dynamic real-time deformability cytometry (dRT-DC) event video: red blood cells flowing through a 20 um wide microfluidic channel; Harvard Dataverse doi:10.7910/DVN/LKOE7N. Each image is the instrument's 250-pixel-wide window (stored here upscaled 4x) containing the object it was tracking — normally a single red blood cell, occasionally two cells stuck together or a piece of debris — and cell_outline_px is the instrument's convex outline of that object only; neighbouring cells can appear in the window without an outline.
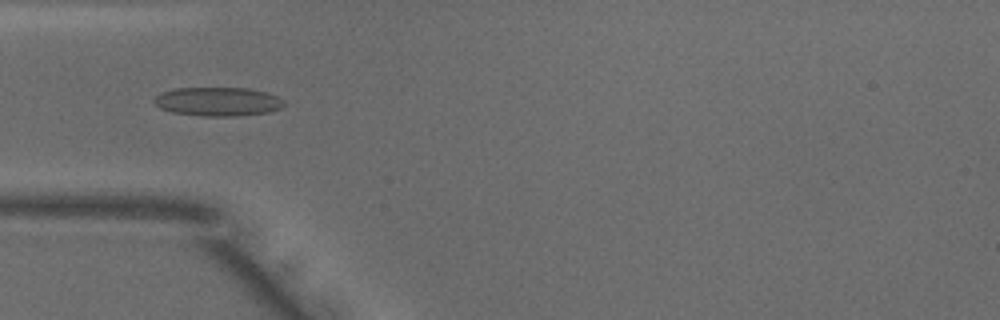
{"species": "common noctule bat (a hibernating species)", "species_latin": "Nyctalus noctula", "temperature_condition": "warm", "stored_images_in_passage": 50, "camera_frame_rate_fps": 3000, "um_per_image_px": 0.085, "animal": {"sex": "male", "body_mass_g": 18.8}, "frame": {"image": 1, "passage_image": 15, "time_ms": 4.667, "image_size_px": [1000, 320], "cell_outline_px": [[288, 104], [280, 108], [268, 112], [236, 116], [204, 116], [172, 112], [160, 108], [152, 100], [160, 92], [176, 88], [248, 88], [268, 92], [280, 96]], "centroid_in_image_um": [18.57, 8.63], "position_along_channel_um": 66.4, "area_um2": 22.08}}
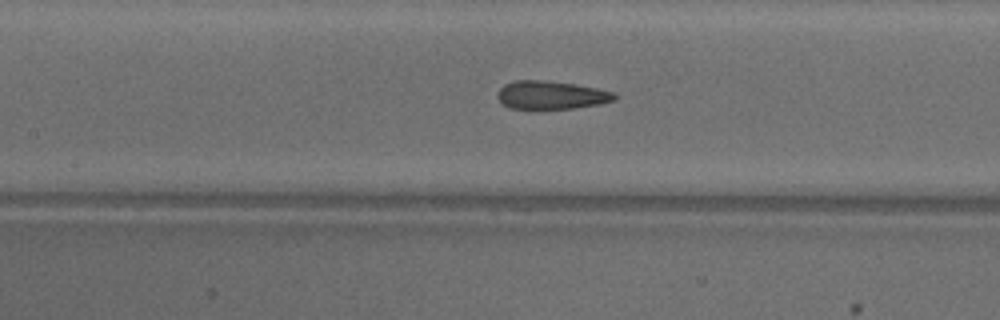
{"frame": {"image": 2, "passage_image": 22, "time_ms": 7.0, "image_size_px": [1000, 320], "cell_outline_px": [[620, 96], [616, 100], [600, 104], [572, 108], [508, 108], [496, 96], [500, 88], [504, 84], [516, 80], [540, 80], [576, 84], [616, 92]], "centroid_in_image_um": [46.9, 8.07], "position_along_channel_um": 160.5, "area_um2": 19.25}}
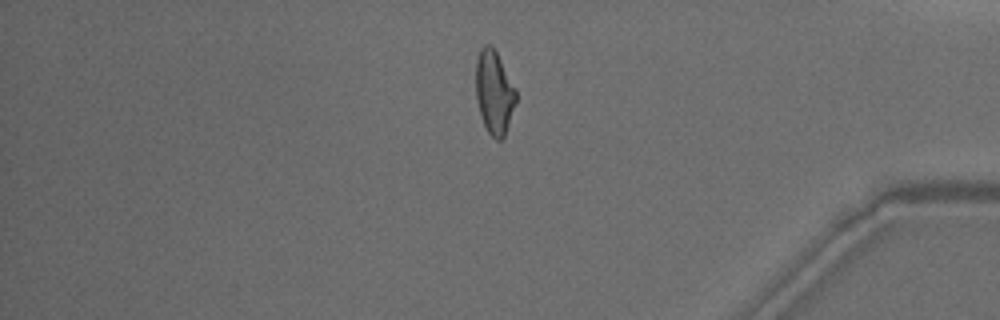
{"frame": {"image": 3, "passage_image": 42, "time_ms": 13.667, "image_size_px": [1000, 320], "cell_outline_px": [[516, 100], [504, 136], [500, 140], [496, 140], [488, 132], [480, 116], [476, 100], [476, 60], [480, 48], [484, 44], [488, 44], [496, 52], [516, 88]], "centroid_in_image_um": [41.98, 7.84], "position_along_channel_um": 393.2, "area_um2": 19.36}, "authors_computed_cell_mechanics": {"area_um2": 20.23, "velocity_mm_per_s": 3.9703, "shape_relaxation_time_tau1_ms": 4.6038, "shape_relaxation_time_tau2_ms": 1.4698, "deformation_change_tau1": 0.1715, "deformation_change_tau2": 0.1102}}